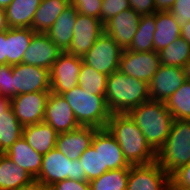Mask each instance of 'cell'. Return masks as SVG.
<instances>
[{"label": "cell", "instance_id": "cell-15", "mask_svg": "<svg viewBox=\"0 0 190 190\" xmlns=\"http://www.w3.org/2000/svg\"><path fill=\"white\" fill-rule=\"evenodd\" d=\"M43 122L49 124L58 134L80 127L68 102L61 95L52 92L47 98Z\"/></svg>", "mask_w": 190, "mask_h": 190}, {"label": "cell", "instance_id": "cell-44", "mask_svg": "<svg viewBox=\"0 0 190 190\" xmlns=\"http://www.w3.org/2000/svg\"><path fill=\"white\" fill-rule=\"evenodd\" d=\"M48 187L44 186L39 180L33 179L30 183L25 184L17 190H47Z\"/></svg>", "mask_w": 190, "mask_h": 190}, {"label": "cell", "instance_id": "cell-14", "mask_svg": "<svg viewBox=\"0 0 190 190\" xmlns=\"http://www.w3.org/2000/svg\"><path fill=\"white\" fill-rule=\"evenodd\" d=\"M185 81L183 68L161 64L148 84L150 100L167 101Z\"/></svg>", "mask_w": 190, "mask_h": 190}, {"label": "cell", "instance_id": "cell-45", "mask_svg": "<svg viewBox=\"0 0 190 190\" xmlns=\"http://www.w3.org/2000/svg\"><path fill=\"white\" fill-rule=\"evenodd\" d=\"M180 37L190 44V21L181 26Z\"/></svg>", "mask_w": 190, "mask_h": 190}, {"label": "cell", "instance_id": "cell-6", "mask_svg": "<svg viewBox=\"0 0 190 190\" xmlns=\"http://www.w3.org/2000/svg\"><path fill=\"white\" fill-rule=\"evenodd\" d=\"M36 179L50 188L65 179L86 181V174L79 159L69 160L55 147L43 155L41 169Z\"/></svg>", "mask_w": 190, "mask_h": 190}, {"label": "cell", "instance_id": "cell-7", "mask_svg": "<svg viewBox=\"0 0 190 190\" xmlns=\"http://www.w3.org/2000/svg\"><path fill=\"white\" fill-rule=\"evenodd\" d=\"M123 49L111 36L102 33L82 57L83 63L93 67L96 71L106 75L119 70V63Z\"/></svg>", "mask_w": 190, "mask_h": 190}, {"label": "cell", "instance_id": "cell-26", "mask_svg": "<svg viewBox=\"0 0 190 190\" xmlns=\"http://www.w3.org/2000/svg\"><path fill=\"white\" fill-rule=\"evenodd\" d=\"M34 178L16 165L5 153H0V190H17Z\"/></svg>", "mask_w": 190, "mask_h": 190}, {"label": "cell", "instance_id": "cell-38", "mask_svg": "<svg viewBox=\"0 0 190 190\" xmlns=\"http://www.w3.org/2000/svg\"><path fill=\"white\" fill-rule=\"evenodd\" d=\"M0 94L9 99L13 98L12 65H0Z\"/></svg>", "mask_w": 190, "mask_h": 190}, {"label": "cell", "instance_id": "cell-30", "mask_svg": "<svg viewBox=\"0 0 190 190\" xmlns=\"http://www.w3.org/2000/svg\"><path fill=\"white\" fill-rule=\"evenodd\" d=\"M165 105L174 119L190 120V81L186 80Z\"/></svg>", "mask_w": 190, "mask_h": 190}, {"label": "cell", "instance_id": "cell-48", "mask_svg": "<svg viewBox=\"0 0 190 190\" xmlns=\"http://www.w3.org/2000/svg\"><path fill=\"white\" fill-rule=\"evenodd\" d=\"M186 80L190 81V59L183 66Z\"/></svg>", "mask_w": 190, "mask_h": 190}, {"label": "cell", "instance_id": "cell-23", "mask_svg": "<svg viewBox=\"0 0 190 190\" xmlns=\"http://www.w3.org/2000/svg\"><path fill=\"white\" fill-rule=\"evenodd\" d=\"M71 4L70 0H41L31 29L36 33H47L59 15Z\"/></svg>", "mask_w": 190, "mask_h": 190}, {"label": "cell", "instance_id": "cell-5", "mask_svg": "<svg viewBox=\"0 0 190 190\" xmlns=\"http://www.w3.org/2000/svg\"><path fill=\"white\" fill-rule=\"evenodd\" d=\"M157 162L170 176L190 162V120L174 119L164 146L157 152Z\"/></svg>", "mask_w": 190, "mask_h": 190}, {"label": "cell", "instance_id": "cell-35", "mask_svg": "<svg viewBox=\"0 0 190 190\" xmlns=\"http://www.w3.org/2000/svg\"><path fill=\"white\" fill-rule=\"evenodd\" d=\"M130 8L129 0H102L101 22L104 24L118 13Z\"/></svg>", "mask_w": 190, "mask_h": 190}, {"label": "cell", "instance_id": "cell-8", "mask_svg": "<svg viewBox=\"0 0 190 190\" xmlns=\"http://www.w3.org/2000/svg\"><path fill=\"white\" fill-rule=\"evenodd\" d=\"M82 62V57L61 52L49 71L50 92L62 95L77 86Z\"/></svg>", "mask_w": 190, "mask_h": 190}, {"label": "cell", "instance_id": "cell-28", "mask_svg": "<svg viewBox=\"0 0 190 190\" xmlns=\"http://www.w3.org/2000/svg\"><path fill=\"white\" fill-rule=\"evenodd\" d=\"M155 30L156 12L154 14L142 15L138 24L137 32L127 50L133 52L154 51L153 39Z\"/></svg>", "mask_w": 190, "mask_h": 190}, {"label": "cell", "instance_id": "cell-31", "mask_svg": "<svg viewBox=\"0 0 190 190\" xmlns=\"http://www.w3.org/2000/svg\"><path fill=\"white\" fill-rule=\"evenodd\" d=\"M158 53L162 65L183 68L185 63L190 59V44L180 37Z\"/></svg>", "mask_w": 190, "mask_h": 190}, {"label": "cell", "instance_id": "cell-29", "mask_svg": "<svg viewBox=\"0 0 190 190\" xmlns=\"http://www.w3.org/2000/svg\"><path fill=\"white\" fill-rule=\"evenodd\" d=\"M23 126L14 115L12 107L0 113V153H5L20 137Z\"/></svg>", "mask_w": 190, "mask_h": 190}, {"label": "cell", "instance_id": "cell-34", "mask_svg": "<svg viewBox=\"0 0 190 190\" xmlns=\"http://www.w3.org/2000/svg\"><path fill=\"white\" fill-rule=\"evenodd\" d=\"M79 161L83 166L86 174V181L88 182L100 177L106 172L102 169V159L99 148H94L92 145L80 156Z\"/></svg>", "mask_w": 190, "mask_h": 190}, {"label": "cell", "instance_id": "cell-20", "mask_svg": "<svg viewBox=\"0 0 190 190\" xmlns=\"http://www.w3.org/2000/svg\"><path fill=\"white\" fill-rule=\"evenodd\" d=\"M77 10L70 4L47 31L50 40L62 51H68L74 34Z\"/></svg>", "mask_w": 190, "mask_h": 190}, {"label": "cell", "instance_id": "cell-47", "mask_svg": "<svg viewBox=\"0 0 190 190\" xmlns=\"http://www.w3.org/2000/svg\"><path fill=\"white\" fill-rule=\"evenodd\" d=\"M11 107V99L0 94V113L6 112Z\"/></svg>", "mask_w": 190, "mask_h": 190}, {"label": "cell", "instance_id": "cell-2", "mask_svg": "<svg viewBox=\"0 0 190 190\" xmlns=\"http://www.w3.org/2000/svg\"><path fill=\"white\" fill-rule=\"evenodd\" d=\"M128 114L157 153L164 146L174 121L165 102L148 100L131 109Z\"/></svg>", "mask_w": 190, "mask_h": 190}, {"label": "cell", "instance_id": "cell-3", "mask_svg": "<svg viewBox=\"0 0 190 190\" xmlns=\"http://www.w3.org/2000/svg\"><path fill=\"white\" fill-rule=\"evenodd\" d=\"M105 99L112 114L128 113L150 100L149 85L117 70L107 78Z\"/></svg>", "mask_w": 190, "mask_h": 190}, {"label": "cell", "instance_id": "cell-11", "mask_svg": "<svg viewBox=\"0 0 190 190\" xmlns=\"http://www.w3.org/2000/svg\"><path fill=\"white\" fill-rule=\"evenodd\" d=\"M13 98L19 94L50 91L49 70L27 65H12Z\"/></svg>", "mask_w": 190, "mask_h": 190}, {"label": "cell", "instance_id": "cell-4", "mask_svg": "<svg viewBox=\"0 0 190 190\" xmlns=\"http://www.w3.org/2000/svg\"><path fill=\"white\" fill-rule=\"evenodd\" d=\"M72 108L74 117L80 126L106 128L111 112L105 96L91 94L79 85L61 95Z\"/></svg>", "mask_w": 190, "mask_h": 190}, {"label": "cell", "instance_id": "cell-33", "mask_svg": "<svg viewBox=\"0 0 190 190\" xmlns=\"http://www.w3.org/2000/svg\"><path fill=\"white\" fill-rule=\"evenodd\" d=\"M128 177L129 168L108 170L89 182L90 190H127Z\"/></svg>", "mask_w": 190, "mask_h": 190}, {"label": "cell", "instance_id": "cell-37", "mask_svg": "<svg viewBox=\"0 0 190 190\" xmlns=\"http://www.w3.org/2000/svg\"><path fill=\"white\" fill-rule=\"evenodd\" d=\"M171 190H190V162L177 169L171 176Z\"/></svg>", "mask_w": 190, "mask_h": 190}, {"label": "cell", "instance_id": "cell-10", "mask_svg": "<svg viewBox=\"0 0 190 190\" xmlns=\"http://www.w3.org/2000/svg\"><path fill=\"white\" fill-rule=\"evenodd\" d=\"M160 66V56L156 51L133 52L125 49L121 55L119 70L149 84Z\"/></svg>", "mask_w": 190, "mask_h": 190}, {"label": "cell", "instance_id": "cell-13", "mask_svg": "<svg viewBox=\"0 0 190 190\" xmlns=\"http://www.w3.org/2000/svg\"><path fill=\"white\" fill-rule=\"evenodd\" d=\"M102 33L104 24L100 19L78 13L72 42L67 52L83 57Z\"/></svg>", "mask_w": 190, "mask_h": 190}, {"label": "cell", "instance_id": "cell-12", "mask_svg": "<svg viewBox=\"0 0 190 190\" xmlns=\"http://www.w3.org/2000/svg\"><path fill=\"white\" fill-rule=\"evenodd\" d=\"M50 91L19 94L11 99V107L23 127L43 122Z\"/></svg>", "mask_w": 190, "mask_h": 190}, {"label": "cell", "instance_id": "cell-16", "mask_svg": "<svg viewBox=\"0 0 190 190\" xmlns=\"http://www.w3.org/2000/svg\"><path fill=\"white\" fill-rule=\"evenodd\" d=\"M141 15L132 8L123 10L104 23V33L108 34L123 49H128L137 32Z\"/></svg>", "mask_w": 190, "mask_h": 190}, {"label": "cell", "instance_id": "cell-49", "mask_svg": "<svg viewBox=\"0 0 190 190\" xmlns=\"http://www.w3.org/2000/svg\"><path fill=\"white\" fill-rule=\"evenodd\" d=\"M13 0H0V9H6Z\"/></svg>", "mask_w": 190, "mask_h": 190}, {"label": "cell", "instance_id": "cell-1", "mask_svg": "<svg viewBox=\"0 0 190 190\" xmlns=\"http://www.w3.org/2000/svg\"><path fill=\"white\" fill-rule=\"evenodd\" d=\"M106 129L117 140L130 165H145L157 161V153L147 143L142 131L128 113H113Z\"/></svg>", "mask_w": 190, "mask_h": 190}, {"label": "cell", "instance_id": "cell-19", "mask_svg": "<svg viewBox=\"0 0 190 190\" xmlns=\"http://www.w3.org/2000/svg\"><path fill=\"white\" fill-rule=\"evenodd\" d=\"M98 130L92 126H80L79 128L60 133L56 139V149H58L69 160H78L91 142L95 132Z\"/></svg>", "mask_w": 190, "mask_h": 190}, {"label": "cell", "instance_id": "cell-27", "mask_svg": "<svg viewBox=\"0 0 190 190\" xmlns=\"http://www.w3.org/2000/svg\"><path fill=\"white\" fill-rule=\"evenodd\" d=\"M34 32L31 28H9L7 30V64L22 63L23 54L29 47Z\"/></svg>", "mask_w": 190, "mask_h": 190}, {"label": "cell", "instance_id": "cell-32", "mask_svg": "<svg viewBox=\"0 0 190 190\" xmlns=\"http://www.w3.org/2000/svg\"><path fill=\"white\" fill-rule=\"evenodd\" d=\"M108 75L96 71L82 62L78 85L91 94L105 96Z\"/></svg>", "mask_w": 190, "mask_h": 190}, {"label": "cell", "instance_id": "cell-39", "mask_svg": "<svg viewBox=\"0 0 190 190\" xmlns=\"http://www.w3.org/2000/svg\"><path fill=\"white\" fill-rule=\"evenodd\" d=\"M170 12L180 26L184 25L190 21V0H175Z\"/></svg>", "mask_w": 190, "mask_h": 190}, {"label": "cell", "instance_id": "cell-41", "mask_svg": "<svg viewBox=\"0 0 190 190\" xmlns=\"http://www.w3.org/2000/svg\"><path fill=\"white\" fill-rule=\"evenodd\" d=\"M130 7L138 14L149 15L156 12L154 0H129Z\"/></svg>", "mask_w": 190, "mask_h": 190}, {"label": "cell", "instance_id": "cell-36", "mask_svg": "<svg viewBox=\"0 0 190 190\" xmlns=\"http://www.w3.org/2000/svg\"><path fill=\"white\" fill-rule=\"evenodd\" d=\"M77 12L101 20L102 0H70Z\"/></svg>", "mask_w": 190, "mask_h": 190}, {"label": "cell", "instance_id": "cell-42", "mask_svg": "<svg viewBox=\"0 0 190 190\" xmlns=\"http://www.w3.org/2000/svg\"><path fill=\"white\" fill-rule=\"evenodd\" d=\"M7 64V31L0 33V65Z\"/></svg>", "mask_w": 190, "mask_h": 190}, {"label": "cell", "instance_id": "cell-46", "mask_svg": "<svg viewBox=\"0 0 190 190\" xmlns=\"http://www.w3.org/2000/svg\"><path fill=\"white\" fill-rule=\"evenodd\" d=\"M9 29L6 20V11L5 9H0V33H3Z\"/></svg>", "mask_w": 190, "mask_h": 190}, {"label": "cell", "instance_id": "cell-22", "mask_svg": "<svg viewBox=\"0 0 190 190\" xmlns=\"http://www.w3.org/2000/svg\"><path fill=\"white\" fill-rule=\"evenodd\" d=\"M57 136L58 133L45 122L23 127V137L27 143L42 155L55 148Z\"/></svg>", "mask_w": 190, "mask_h": 190}, {"label": "cell", "instance_id": "cell-25", "mask_svg": "<svg viewBox=\"0 0 190 190\" xmlns=\"http://www.w3.org/2000/svg\"><path fill=\"white\" fill-rule=\"evenodd\" d=\"M41 0H13L6 11L9 28H31L34 14Z\"/></svg>", "mask_w": 190, "mask_h": 190}, {"label": "cell", "instance_id": "cell-24", "mask_svg": "<svg viewBox=\"0 0 190 190\" xmlns=\"http://www.w3.org/2000/svg\"><path fill=\"white\" fill-rule=\"evenodd\" d=\"M181 26L170 11L156 12V30L154 32V51L159 52L180 38Z\"/></svg>", "mask_w": 190, "mask_h": 190}, {"label": "cell", "instance_id": "cell-21", "mask_svg": "<svg viewBox=\"0 0 190 190\" xmlns=\"http://www.w3.org/2000/svg\"><path fill=\"white\" fill-rule=\"evenodd\" d=\"M5 154L20 168H23L34 179L39 175L43 155L36 152L22 136Z\"/></svg>", "mask_w": 190, "mask_h": 190}, {"label": "cell", "instance_id": "cell-17", "mask_svg": "<svg viewBox=\"0 0 190 190\" xmlns=\"http://www.w3.org/2000/svg\"><path fill=\"white\" fill-rule=\"evenodd\" d=\"M61 52L46 33H35L29 47L23 54L22 63L42 67L50 71L52 64Z\"/></svg>", "mask_w": 190, "mask_h": 190}, {"label": "cell", "instance_id": "cell-9", "mask_svg": "<svg viewBox=\"0 0 190 190\" xmlns=\"http://www.w3.org/2000/svg\"><path fill=\"white\" fill-rule=\"evenodd\" d=\"M127 190H171L170 175L157 161L145 165H131Z\"/></svg>", "mask_w": 190, "mask_h": 190}, {"label": "cell", "instance_id": "cell-43", "mask_svg": "<svg viewBox=\"0 0 190 190\" xmlns=\"http://www.w3.org/2000/svg\"><path fill=\"white\" fill-rule=\"evenodd\" d=\"M156 12L170 11L174 5L175 0H154Z\"/></svg>", "mask_w": 190, "mask_h": 190}, {"label": "cell", "instance_id": "cell-18", "mask_svg": "<svg viewBox=\"0 0 190 190\" xmlns=\"http://www.w3.org/2000/svg\"><path fill=\"white\" fill-rule=\"evenodd\" d=\"M91 145L94 148H99L102 169L105 171L129 168L131 166L125 159L117 140L106 128L98 129L95 132Z\"/></svg>", "mask_w": 190, "mask_h": 190}, {"label": "cell", "instance_id": "cell-40", "mask_svg": "<svg viewBox=\"0 0 190 190\" xmlns=\"http://www.w3.org/2000/svg\"><path fill=\"white\" fill-rule=\"evenodd\" d=\"M50 190H90L88 181H76L74 179H65L53 184Z\"/></svg>", "mask_w": 190, "mask_h": 190}]
</instances>
